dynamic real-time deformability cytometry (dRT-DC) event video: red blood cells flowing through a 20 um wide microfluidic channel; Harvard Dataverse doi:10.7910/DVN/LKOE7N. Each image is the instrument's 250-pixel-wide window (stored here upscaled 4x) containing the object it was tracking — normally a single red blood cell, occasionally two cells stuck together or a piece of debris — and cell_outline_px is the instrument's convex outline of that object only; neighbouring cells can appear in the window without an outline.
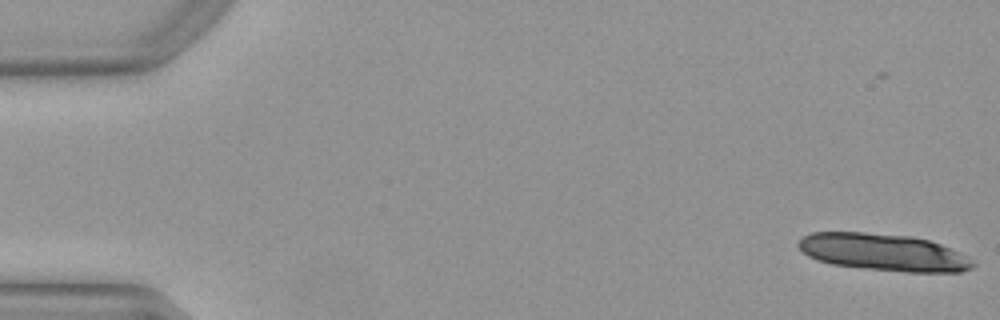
{"species": "Egyptian fruit bat (a non-hibernating species)", "species_latin": "Rousettus aegyptiacus", "temperature_condition": "warm", "stored_images_in_passage": 14, "camera_frame_rate_fps": 3000, "um_per_image_px": 0.085, "animal": {"sex": "female"}, "frame": {"image": 1, "passage_image": 1, "time_ms": 0.0, "image_size_px": [1000, 320], "cell_outline_px": [[976, 264], [972, 268], [960, 272], [908, 272], [864, 268], [832, 264], [816, 260], [808, 256], [796, 244], [804, 236], [812, 232], [864, 232], [912, 236], [928, 240], [940, 244], [960, 252], [968, 256]], "centroid_in_image_um": [75.11, 21.44], "position_along_channel_um": 9.9, "area_um2": 37.74}}